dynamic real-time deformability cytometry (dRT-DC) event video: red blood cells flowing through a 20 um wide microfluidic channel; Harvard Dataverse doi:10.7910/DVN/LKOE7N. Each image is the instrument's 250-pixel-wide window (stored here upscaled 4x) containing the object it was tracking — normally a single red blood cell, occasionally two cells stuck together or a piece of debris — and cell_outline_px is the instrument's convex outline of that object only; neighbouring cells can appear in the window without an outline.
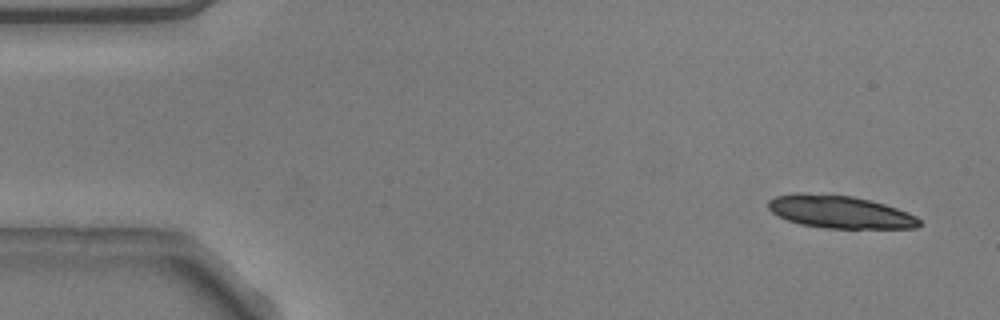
{"species": "common noctule bat (a hibernating species)", "species_latin": "Nyctalus noctula", "temperature_condition": "warm", "stored_images_in_passage": 4, "camera_frame_rate_fps": 3000, "um_per_image_px": 0.085, "animal": {"sex": "male", "body_mass_g": 20.5, "forearm_length_mm": 52.5}, "frame": {"image": 1, "passage_image": 1, "time_ms": 0.0, "image_size_px": [1000, 320], "cell_outline_px": [[924, 224], [916, 228], [828, 228], [800, 224], [788, 220], [772, 212], [768, 208], [768, 200], [776, 196], [796, 192], [800, 192], [852, 196], [872, 200], [908, 212], [916, 216]], "centroid_in_image_um": [71.41, 18.0], "position_along_channel_um": 13.6, "area_um2": 28.84}}